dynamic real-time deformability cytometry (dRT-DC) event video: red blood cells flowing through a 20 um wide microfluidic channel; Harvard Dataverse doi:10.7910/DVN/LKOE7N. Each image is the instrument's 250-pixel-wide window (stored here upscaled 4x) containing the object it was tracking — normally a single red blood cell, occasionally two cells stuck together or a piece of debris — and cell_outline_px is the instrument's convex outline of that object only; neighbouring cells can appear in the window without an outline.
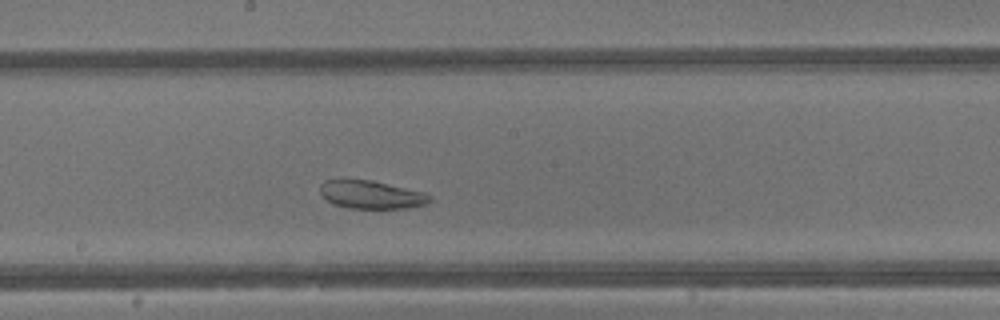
{"species": "common noctule bat (a hibernating species)", "species_latin": "Nyctalus noctula", "temperature_condition": "warm", "stored_images_in_passage": 30, "camera_frame_rate_fps": 3000, "um_per_image_px": 0.085, "animal": {"sex": "male", "body_mass_g": 13.3}, "frame": {"image": 1, "passage_image": 17, "time_ms": 5.333, "image_size_px": [1000, 320], "cell_outline_px": [[432, 200], [424, 204], [408, 208], [348, 208], [336, 204], [328, 200], [320, 192], [320, 184], [324, 180], [340, 176], [372, 180], [428, 192], [432, 196]], "centroid_in_image_um": [31.55, 16.49], "position_along_channel_um": 216.7, "area_um2": 18.67}}
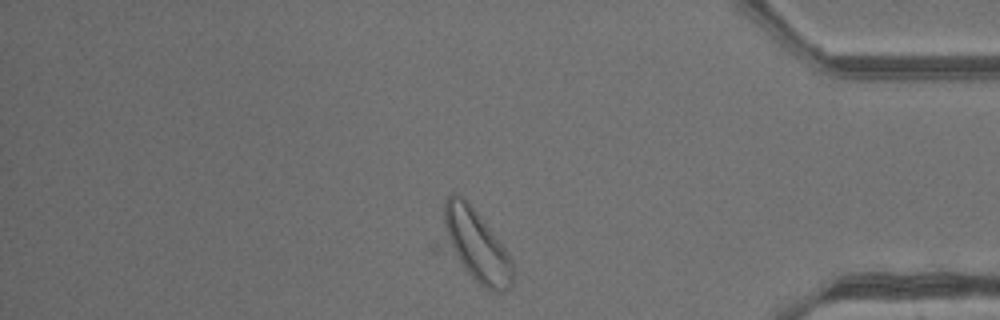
{"frame": {"image": 2, "passage_image": 30, "time_ms": 9.667, "image_size_px": [1000, 320], "cell_outline_px": [[516, 272], [512, 284], [504, 292], [496, 292], [480, 284], [432, 248], [428, 244], [444, 200], [452, 192], [460, 196], [472, 208], [508, 252], [512, 260]], "centroid_in_image_um": [40.09, 20.85], "position_along_channel_um": 395.1, "area_um2": 33.58}, "authors_computed_cell_mechanics": {"area_um2": 20.6346, "velocity_mm_per_s": 4.7822, "shape_relaxation_time_tau1_ms": null, "shape_relaxation_time_tau2_ms": 2.3236, "deformation_change_tau1": null, "deformation_change_tau2": 0.0994}}